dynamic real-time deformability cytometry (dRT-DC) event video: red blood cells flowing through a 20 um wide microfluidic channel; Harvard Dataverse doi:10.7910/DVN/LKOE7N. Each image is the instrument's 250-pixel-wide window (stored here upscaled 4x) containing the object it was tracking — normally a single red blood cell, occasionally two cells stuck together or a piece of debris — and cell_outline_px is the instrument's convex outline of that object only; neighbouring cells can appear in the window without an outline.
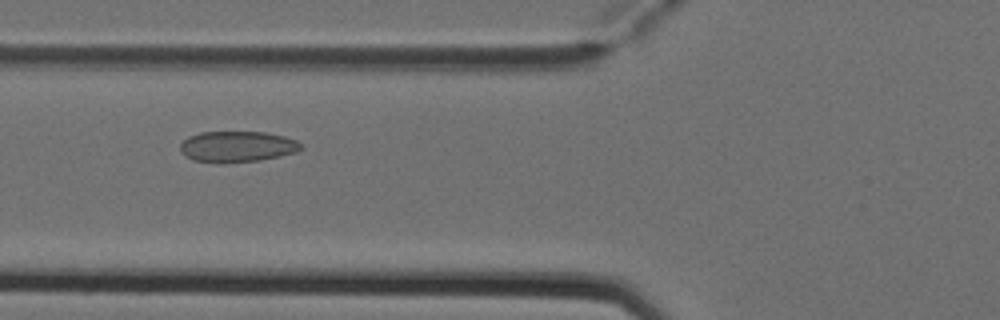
{"species": "Egyptian fruit bat (a non-hibernating species)", "species_latin": "Rousettus aegyptiacus", "temperature_condition": "cold", "stored_images_in_passage": 7, "camera_frame_rate_fps": 3000, "um_per_image_px": 0.085, "animal": {"sex": "female"}, "frame": {"image": 1, "passage_image": 6, "time_ms": 1.667, "image_size_px": [1000, 320], "cell_outline_px": [[300, 148], [296, 152], [280, 156], [260, 160], [224, 164], [216, 164], [192, 160], [184, 156], [180, 152], [180, 144], [188, 136], [200, 132], [264, 132], [284, 136], [296, 140], [300, 144]], "centroid_in_image_um": [20.09, 12.48], "position_along_channel_um": 105.7, "area_um2": 22.08}}
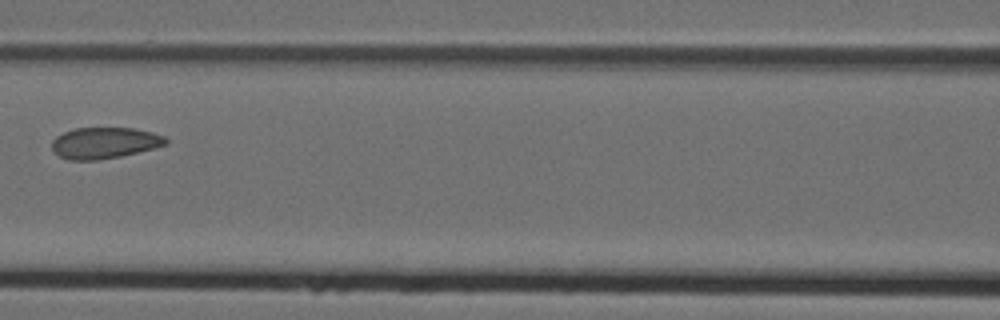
{"frame": {"image": 2, "passage_image": 7, "time_ms": 2.0, "image_size_px": [1000, 320], "cell_outline_px": [[168, 144], [156, 148], [120, 156], [96, 160], [68, 160], [60, 156], [52, 148], [52, 140], [56, 136], [64, 132], [76, 128], [136, 128], [152, 132], [164, 136], [168, 140]], "centroid_in_image_um": [8.91, 12.14], "position_along_channel_um": 157.7, "area_um2": 20.75}}